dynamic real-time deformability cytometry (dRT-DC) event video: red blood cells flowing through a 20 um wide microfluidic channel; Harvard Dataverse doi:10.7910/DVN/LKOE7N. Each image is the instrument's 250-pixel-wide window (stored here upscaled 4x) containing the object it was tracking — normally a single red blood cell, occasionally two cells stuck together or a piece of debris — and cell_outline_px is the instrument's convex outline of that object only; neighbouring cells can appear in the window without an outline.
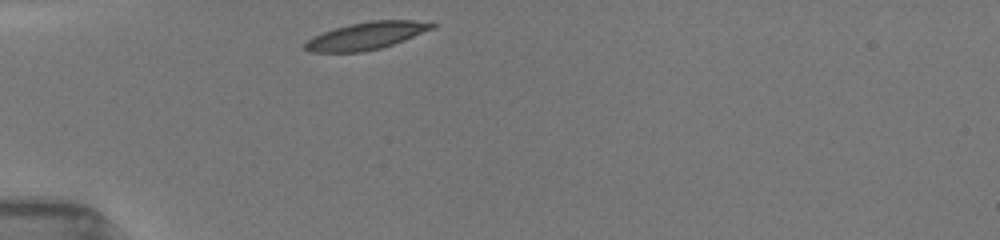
{"species": "common noctule bat (a hibernating species)", "species_latin": "Nyctalus noctula", "temperature_condition": "room temperature", "stored_images_in_passage": 3, "camera_frame_rate_fps": 3000, "um_per_image_px": 0.085, "animal": {"sex": "female", "body_mass_g": 19.5, "forearm_length_mm": 54.1}, "frame": {"image": 1, "passage_image": 1, "time_ms": 0.0, "image_size_px": [1000, 240], "cell_outline_px": [[436, 28], [392, 44], [380, 48], [360, 52], [312, 52], [304, 48], [304, 44], [312, 36], [348, 24], [372, 20], [432, 20], [436, 24]], "centroid_in_image_um": [31.21, 3.02], "position_along_channel_um": 53.8, "area_um2": 20.35}}